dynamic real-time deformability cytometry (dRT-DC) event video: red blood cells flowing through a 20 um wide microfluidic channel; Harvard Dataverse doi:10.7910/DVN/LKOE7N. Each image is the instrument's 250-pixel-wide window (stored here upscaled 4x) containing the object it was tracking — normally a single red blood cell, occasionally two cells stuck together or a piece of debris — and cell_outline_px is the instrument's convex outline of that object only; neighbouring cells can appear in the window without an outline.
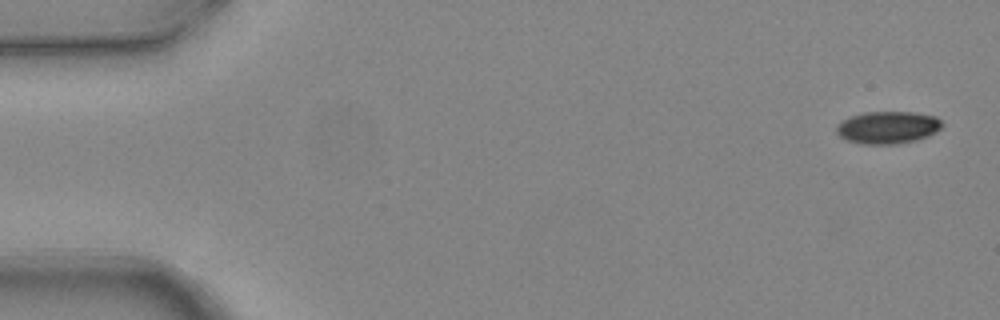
{"species": "common noctule bat (a hibernating species)", "species_latin": "Nyctalus noctula", "temperature_condition": "warm", "stored_images_in_passage": 4, "camera_frame_rate_fps": 3000, "um_per_image_px": 0.085, "animal": {"sex": "female", "body_mass_g": 24.6, "forearm_length_mm": 56.2}, "frame": {"image": 1, "passage_image": 1, "time_ms": 0.0, "image_size_px": [1000, 320], "cell_outline_px": [[944, 124], [936, 132], [928, 136], [916, 140], [896, 144], [860, 144], [848, 140], [840, 136], [836, 132], [836, 124], [848, 116], [864, 112], [912, 112], [936, 116]], "centroid_in_image_um": [75.44, 10.83], "position_along_channel_um": 9.6, "area_um2": 20.11}}